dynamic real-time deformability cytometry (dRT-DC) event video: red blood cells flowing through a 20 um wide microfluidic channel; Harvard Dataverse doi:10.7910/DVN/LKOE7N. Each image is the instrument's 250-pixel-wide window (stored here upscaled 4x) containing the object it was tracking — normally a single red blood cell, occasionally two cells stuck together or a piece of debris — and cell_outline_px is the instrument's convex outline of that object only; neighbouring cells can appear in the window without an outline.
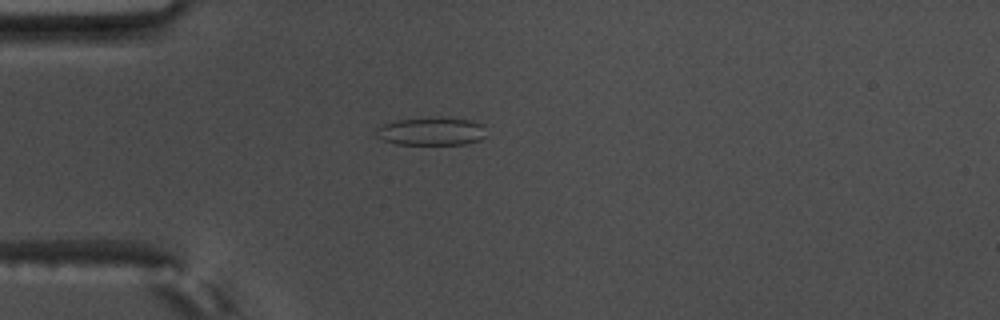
{"species": "common noctule bat (a hibernating species)", "species_latin": "Nyctalus noctula", "temperature_condition": "warm", "stored_images_in_passage": 44, "camera_frame_rate_fps": 3000, "um_per_image_px": 0.085, "animal": {"sex": "male", "body_mass_g": 17.5, "forearm_length_mm": 52.3}, "frame": {"image": 1, "passage_image": 3, "time_ms": 0.667, "image_size_px": [1000, 320], "cell_outline_px": [[484, 136], [480, 140], [464, 144], [396, 144], [384, 140], [376, 136], [376, 128], [384, 124], [396, 120], [440, 116], [468, 120], [480, 124]], "centroid_in_image_um": [36.61, 11.15], "position_along_channel_um": 48.4, "area_um2": 17.86}}
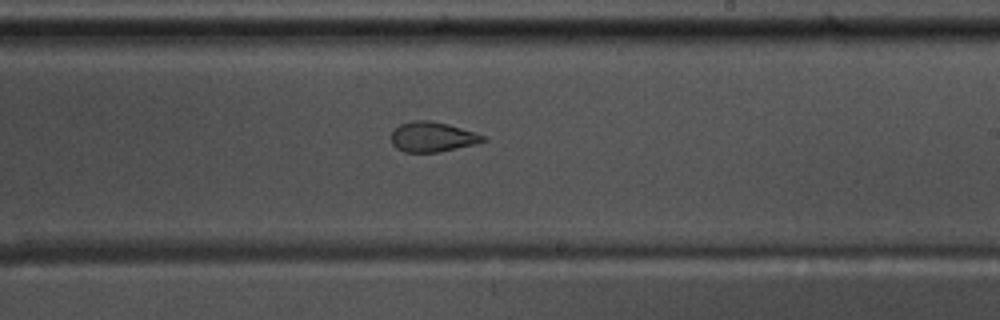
{"frame": {"image": 2, "passage_image": 21, "time_ms": 6.667, "image_size_px": [1000, 320], "cell_outline_px": [[488, 140], [472, 144], [436, 152], [404, 152], [396, 148], [392, 144], [392, 132], [400, 124], [412, 120], [428, 120], [448, 124], [484, 136]], "centroid_in_image_um": [36.7, 11.63], "position_along_channel_um": 252.3, "area_um2": 15.66}}
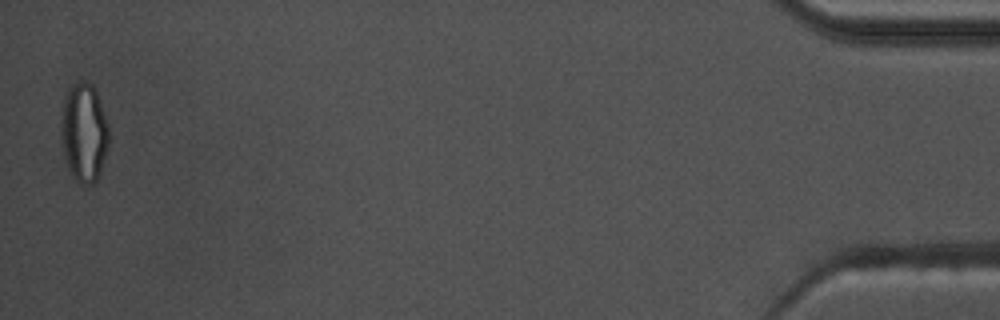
{"frame": {"image": 3, "passage_image": 43, "time_ms": 14.0, "image_size_px": [1000, 320], "cell_outline_px": [[108, 148], [100, 172], [96, 180], [92, 184], [80, 184], [76, 180], [68, 164], [64, 152], [60, 136], [60, 124], [64, 96], [68, 88], [72, 84], [80, 80], [92, 84], [96, 92], [108, 124]], "centroid_in_image_um": [7.13, 11.23], "position_along_channel_um": 428.1, "area_um2": 27.4}, "authors_computed_cell_mechanics": {"area_um2": 17.6868, "velocity_mm_per_s": 3.653, "shape_relaxation_time_tau1_ms": null, "shape_relaxation_time_tau2_ms": 1.5994, "deformation_change_tau1": null, "deformation_change_tau2": 0.0673}}